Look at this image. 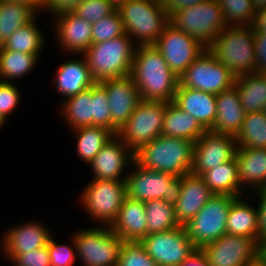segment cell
Instances as JSON below:
<instances>
[{
    "instance_id": "f5cc1de1",
    "label": "cell",
    "mask_w": 266,
    "mask_h": 266,
    "mask_svg": "<svg viewBox=\"0 0 266 266\" xmlns=\"http://www.w3.org/2000/svg\"><path fill=\"white\" fill-rule=\"evenodd\" d=\"M12 2L24 3L31 6L38 14L42 12L43 0H7Z\"/></svg>"
},
{
    "instance_id": "74e56055",
    "label": "cell",
    "mask_w": 266,
    "mask_h": 266,
    "mask_svg": "<svg viewBox=\"0 0 266 266\" xmlns=\"http://www.w3.org/2000/svg\"><path fill=\"white\" fill-rule=\"evenodd\" d=\"M227 26L252 25L255 8L251 0H217Z\"/></svg>"
},
{
    "instance_id": "4316f807",
    "label": "cell",
    "mask_w": 266,
    "mask_h": 266,
    "mask_svg": "<svg viewBox=\"0 0 266 266\" xmlns=\"http://www.w3.org/2000/svg\"><path fill=\"white\" fill-rule=\"evenodd\" d=\"M217 115L213 126L209 129L214 133L236 136L240 131L245 117L237 89L232 88L216 94Z\"/></svg>"
},
{
    "instance_id": "4fadbf2b",
    "label": "cell",
    "mask_w": 266,
    "mask_h": 266,
    "mask_svg": "<svg viewBox=\"0 0 266 266\" xmlns=\"http://www.w3.org/2000/svg\"><path fill=\"white\" fill-rule=\"evenodd\" d=\"M234 74L206 48L180 77V84L195 90L219 94L234 86Z\"/></svg>"
},
{
    "instance_id": "e575fe53",
    "label": "cell",
    "mask_w": 266,
    "mask_h": 266,
    "mask_svg": "<svg viewBox=\"0 0 266 266\" xmlns=\"http://www.w3.org/2000/svg\"><path fill=\"white\" fill-rule=\"evenodd\" d=\"M38 13L24 3L0 0V46L20 27L31 22Z\"/></svg>"
},
{
    "instance_id": "681fc988",
    "label": "cell",
    "mask_w": 266,
    "mask_h": 266,
    "mask_svg": "<svg viewBox=\"0 0 266 266\" xmlns=\"http://www.w3.org/2000/svg\"><path fill=\"white\" fill-rule=\"evenodd\" d=\"M207 0H162L163 7L169 14V16L176 10H179L184 7H190L194 4Z\"/></svg>"
},
{
    "instance_id": "db71d44e",
    "label": "cell",
    "mask_w": 266,
    "mask_h": 266,
    "mask_svg": "<svg viewBox=\"0 0 266 266\" xmlns=\"http://www.w3.org/2000/svg\"><path fill=\"white\" fill-rule=\"evenodd\" d=\"M132 0H108L115 11H119L125 4Z\"/></svg>"
},
{
    "instance_id": "b9f144b4",
    "label": "cell",
    "mask_w": 266,
    "mask_h": 266,
    "mask_svg": "<svg viewBox=\"0 0 266 266\" xmlns=\"http://www.w3.org/2000/svg\"><path fill=\"white\" fill-rule=\"evenodd\" d=\"M117 266H158L147 254L140 242L122 243Z\"/></svg>"
},
{
    "instance_id": "4dcf8cb0",
    "label": "cell",
    "mask_w": 266,
    "mask_h": 266,
    "mask_svg": "<svg viewBox=\"0 0 266 266\" xmlns=\"http://www.w3.org/2000/svg\"><path fill=\"white\" fill-rule=\"evenodd\" d=\"M69 134L73 135L71 138L73 137V139H75L76 158L86 166L115 135L108 128L94 125L76 128L71 130Z\"/></svg>"
},
{
    "instance_id": "f907efd6",
    "label": "cell",
    "mask_w": 266,
    "mask_h": 266,
    "mask_svg": "<svg viewBox=\"0 0 266 266\" xmlns=\"http://www.w3.org/2000/svg\"><path fill=\"white\" fill-rule=\"evenodd\" d=\"M179 266H210L205 256L197 249L188 258H186Z\"/></svg>"
},
{
    "instance_id": "ba28073f",
    "label": "cell",
    "mask_w": 266,
    "mask_h": 266,
    "mask_svg": "<svg viewBox=\"0 0 266 266\" xmlns=\"http://www.w3.org/2000/svg\"><path fill=\"white\" fill-rule=\"evenodd\" d=\"M169 22L205 48L227 27L217 0H207L176 10L169 16Z\"/></svg>"
},
{
    "instance_id": "3957f363",
    "label": "cell",
    "mask_w": 266,
    "mask_h": 266,
    "mask_svg": "<svg viewBox=\"0 0 266 266\" xmlns=\"http://www.w3.org/2000/svg\"><path fill=\"white\" fill-rule=\"evenodd\" d=\"M235 77L256 72L252 25L227 26L207 48Z\"/></svg>"
},
{
    "instance_id": "d4e9b609",
    "label": "cell",
    "mask_w": 266,
    "mask_h": 266,
    "mask_svg": "<svg viewBox=\"0 0 266 266\" xmlns=\"http://www.w3.org/2000/svg\"><path fill=\"white\" fill-rule=\"evenodd\" d=\"M209 130L217 115L216 95L183 87L180 83L172 101Z\"/></svg>"
},
{
    "instance_id": "603a6c76",
    "label": "cell",
    "mask_w": 266,
    "mask_h": 266,
    "mask_svg": "<svg viewBox=\"0 0 266 266\" xmlns=\"http://www.w3.org/2000/svg\"><path fill=\"white\" fill-rule=\"evenodd\" d=\"M238 180L246 194L266 188V148L236 147Z\"/></svg>"
},
{
    "instance_id": "9c48e42d",
    "label": "cell",
    "mask_w": 266,
    "mask_h": 266,
    "mask_svg": "<svg viewBox=\"0 0 266 266\" xmlns=\"http://www.w3.org/2000/svg\"><path fill=\"white\" fill-rule=\"evenodd\" d=\"M181 177L140 167L135 162L126 177V193L130 199L146 202L163 200L172 206L178 201Z\"/></svg>"
},
{
    "instance_id": "c3c4849f",
    "label": "cell",
    "mask_w": 266,
    "mask_h": 266,
    "mask_svg": "<svg viewBox=\"0 0 266 266\" xmlns=\"http://www.w3.org/2000/svg\"><path fill=\"white\" fill-rule=\"evenodd\" d=\"M256 72L266 73V33L254 31Z\"/></svg>"
},
{
    "instance_id": "7402d4cb",
    "label": "cell",
    "mask_w": 266,
    "mask_h": 266,
    "mask_svg": "<svg viewBox=\"0 0 266 266\" xmlns=\"http://www.w3.org/2000/svg\"><path fill=\"white\" fill-rule=\"evenodd\" d=\"M213 195L201 176L192 173L181 176L180 195L174 205L179 225H186Z\"/></svg>"
},
{
    "instance_id": "d590c367",
    "label": "cell",
    "mask_w": 266,
    "mask_h": 266,
    "mask_svg": "<svg viewBox=\"0 0 266 266\" xmlns=\"http://www.w3.org/2000/svg\"><path fill=\"white\" fill-rule=\"evenodd\" d=\"M235 139L237 147L266 148V113H246Z\"/></svg>"
},
{
    "instance_id": "7a4b0ae2",
    "label": "cell",
    "mask_w": 266,
    "mask_h": 266,
    "mask_svg": "<svg viewBox=\"0 0 266 266\" xmlns=\"http://www.w3.org/2000/svg\"><path fill=\"white\" fill-rule=\"evenodd\" d=\"M194 144L188 139L160 135L134 152V162L145 169L181 177L191 173Z\"/></svg>"
},
{
    "instance_id": "816d5d0a",
    "label": "cell",
    "mask_w": 266,
    "mask_h": 266,
    "mask_svg": "<svg viewBox=\"0 0 266 266\" xmlns=\"http://www.w3.org/2000/svg\"><path fill=\"white\" fill-rule=\"evenodd\" d=\"M252 27L255 32L266 33V10L255 12Z\"/></svg>"
},
{
    "instance_id": "1f68e13d",
    "label": "cell",
    "mask_w": 266,
    "mask_h": 266,
    "mask_svg": "<svg viewBox=\"0 0 266 266\" xmlns=\"http://www.w3.org/2000/svg\"><path fill=\"white\" fill-rule=\"evenodd\" d=\"M41 56L42 54L6 50L0 46V81L20 83L18 79H26L31 72L36 71L37 65L40 66Z\"/></svg>"
},
{
    "instance_id": "484cf974",
    "label": "cell",
    "mask_w": 266,
    "mask_h": 266,
    "mask_svg": "<svg viewBox=\"0 0 266 266\" xmlns=\"http://www.w3.org/2000/svg\"><path fill=\"white\" fill-rule=\"evenodd\" d=\"M251 200V194H246L232 201L227 215L226 234L254 238L260 244L257 204L252 205L255 201Z\"/></svg>"
},
{
    "instance_id": "5b68a950",
    "label": "cell",
    "mask_w": 266,
    "mask_h": 266,
    "mask_svg": "<svg viewBox=\"0 0 266 266\" xmlns=\"http://www.w3.org/2000/svg\"><path fill=\"white\" fill-rule=\"evenodd\" d=\"M119 13L125 33L137 45H154L170 23L162 0H132Z\"/></svg>"
},
{
    "instance_id": "8fae6325",
    "label": "cell",
    "mask_w": 266,
    "mask_h": 266,
    "mask_svg": "<svg viewBox=\"0 0 266 266\" xmlns=\"http://www.w3.org/2000/svg\"><path fill=\"white\" fill-rule=\"evenodd\" d=\"M210 266H256L262 246L254 239L224 234L200 248Z\"/></svg>"
},
{
    "instance_id": "9f6ffc18",
    "label": "cell",
    "mask_w": 266,
    "mask_h": 266,
    "mask_svg": "<svg viewBox=\"0 0 266 266\" xmlns=\"http://www.w3.org/2000/svg\"><path fill=\"white\" fill-rule=\"evenodd\" d=\"M8 123L9 122L3 117V115L0 114V132L5 130L4 127H7Z\"/></svg>"
},
{
    "instance_id": "30bf717a",
    "label": "cell",
    "mask_w": 266,
    "mask_h": 266,
    "mask_svg": "<svg viewBox=\"0 0 266 266\" xmlns=\"http://www.w3.org/2000/svg\"><path fill=\"white\" fill-rule=\"evenodd\" d=\"M166 102L141 100L118 132L133 152L162 135Z\"/></svg>"
},
{
    "instance_id": "8992f818",
    "label": "cell",
    "mask_w": 266,
    "mask_h": 266,
    "mask_svg": "<svg viewBox=\"0 0 266 266\" xmlns=\"http://www.w3.org/2000/svg\"><path fill=\"white\" fill-rule=\"evenodd\" d=\"M77 200L79 210L91 221L89 225L110 226L116 219L126 193V181L87 180ZM94 222V223H93ZM93 223V224H92Z\"/></svg>"
},
{
    "instance_id": "ee69618b",
    "label": "cell",
    "mask_w": 266,
    "mask_h": 266,
    "mask_svg": "<svg viewBox=\"0 0 266 266\" xmlns=\"http://www.w3.org/2000/svg\"><path fill=\"white\" fill-rule=\"evenodd\" d=\"M73 12L93 24L115 12L108 0H84Z\"/></svg>"
},
{
    "instance_id": "7c38bea8",
    "label": "cell",
    "mask_w": 266,
    "mask_h": 266,
    "mask_svg": "<svg viewBox=\"0 0 266 266\" xmlns=\"http://www.w3.org/2000/svg\"><path fill=\"white\" fill-rule=\"evenodd\" d=\"M236 197L213 195L184 228L194 246L200 249L226 234L227 215Z\"/></svg>"
},
{
    "instance_id": "60d3db41",
    "label": "cell",
    "mask_w": 266,
    "mask_h": 266,
    "mask_svg": "<svg viewBox=\"0 0 266 266\" xmlns=\"http://www.w3.org/2000/svg\"><path fill=\"white\" fill-rule=\"evenodd\" d=\"M125 33L119 11L92 24V44L108 41Z\"/></svg>"
},
{
    "instance_id": "d6a6232c",
    "label": "cell",
    "mask_w": 266,
    "mask_h": 266,
    "mask_svg": "<svg viewBox=\"0 0 266 266\" xmlns=\"http://www.w3.org/2000/svg\"><path fill=\"white\" fill-rule=\"evenodd\" d=\"M237 89L245 113L264 111L266 106V73H249L236 77Z\"/></svg>"
},
{
    "instance_id": "2e32d148",
    "label": "cell",
    "mask_w": 266,
    "mask_h": 266,
    "mask_svg": "<svg viewBox=\"0 0 266 266\" xmlns=\"http://www.w3.org/2000/svg\"><path fill=\"white\" fill-rule=\"evenodd\" d=\"M140 243L158 266H179L197 250L184 226L148 234Z\"/></svg>"
},
{
    "instance_id": "cb8c5ba5",
    "label": "cell",
    "mask_w": 266,
    "mask_h": 266,
    "mask_svg": "<svg viewBox=\"0 0 266 266\" xmlns=\"http://www.w3.org/2000/svg\"><path fill=\"white\" fill-rule=\"evenodd\" d=\"M109 227L123 241L140 242L147 235L144 202L126 196L116 219Z\"/></svg>"
},
{
    "instance_id": "5bb4252c",
    "label": "cell",
    "mask_w": 266,
    "mask_h": 266,
    "mask_svg": "<svg viewBox=\"0 0 266 266\" xmlns=\"http://www.w3.org/2000/svg\"><path fill=\"white\" fill-rule=\"evenodd\" d=\"M31 219V220H30ZM23 222L4 227L0 233V260L10 263L18 254L30 252L48 245L54 229L39 218H30ZM53 230V231H51Z\"/></svg>"
},
{
    "instance_id": "7bdbcfd3",
    "label": "cell",
    "mask_w": 266,
    "mask_h": 266,
    "mask_svg": "<svg viewBox=\"0 0 266 266\" xmlns=\"http://www.w3.org/2000/svg\"><path fill=\"white\" fill-rule=\"evenodd\" d=\"M22 90L18 84L0 81V114L10 121L11 116L16 115L19 106L21 107Z\"/></svg>"
},
{
    "instance_id": "ab89813d",
    "label": "cell",
    "mask_w": 266,
    "mask_h": 266,
    "mask_svg": "<svg viewBox=\"0 0 266 266\" xmlns=\"http://www.w3.org/2000/svg\"><path fill=\"white\" fill-rule=\"evenodd\" d=\"M92 101L93 125L108 128L114 134H118L119 131L111 124V111L107 92L99 82L92 86Z\"/></svg>"
},
{
    "instance_id": "bcb514c9",
    "label": "cell",
    "mask_w": 266,
    "mask_h": 266,
    "mask_svg": "<svg viewBox=\"0 0 266 266\" xmlns=\"http://www.w3.org/2000/svg\"><path fill=\"white\" fill-rule=\"evenodd\" d=\"M251 196L257 201L260 245L263 247L266 244V188L252 192Z\"/></svg>"
},
{
    "instance_id": "11a10c76",
    "label": "cell",
    "mask_w": 266,
    "mask_h": 266,
    "mask_svg": "<svg viewBox=\"0 0 266 266\" xmlns=\"http://www.w3.org/2000/svg\"><path fill=\"white\" fill-rule=\"evenodd\" d=\"M255 8V12L266 10V0H251Z\"/></svg>"
},
{
    "instance_id": "8d00e7d4",
    "label": "cell",
    "mask_w": 266,
    "mask_h": 266,
    "mask_svg": "<svg viewBox=\"0 0 266 266\" xmlns=\"http://www.w3.org/2000/svg\"><path fill=\"white\" fill-rule=\"evenodd\" d=\"M147 218V235L165 232L180 227L175 217L174 206L163 200L144 202Z\"/></svg>"
},
{
    "instance_id": "9a60e30c",
    "label": "cell",
    "mask_w": 266,
    "mask_h": 266,
    "mask_svg": "<svg viewBox=\"0 0 266 266\" xmlns=\"http://www.w3.org/2000/svg\"><path fill=\"white\" fill-rule=\"evenodd\" d=\"M50 19L51 28L48 33L54 38L60 56L82 55L91 46L92 24L84 18L78 17L73 11H65Z\"/></svg>"
},
{
    "instance_id": "f546056e",
    "label": "cell",
    "mask_w": 266,
    "mask_h": 266,
    "mask_svg": "<svg viewBox=\"0 0 266 266\" xmlns=\"http://www.w3.org/2000/svg\"><path fill=\"white\" fill-rule=\"evenodd\" d=\"M207 130L196 118L173 102H166L163 118V136H173L196 142Z\"/></svg>"
},
{
    "instance_id": "e0dca14e",
    "label": "cell",
    "mask_w": 266,
    "mask_h": 266,
    "mask_svg": "<svg viewBox=\"0 0 266 266\" xmlns=\"http://www.w3.org/2000/svg\"><path fill=\"white\" fill-rule=\"evenodd\" d=\"M154 46L169 68L180 78L188 66L206 49L196 39L168 24Z\"/></svg>"
},
{
    "instance_id": "52a82bcc",
    "label": "cell",
    "mask_w": 266,
    "mask_h": 266,
    "mask_svg": "<svg viewBox=\"0 0 266 266\" xmlns=\"http://www.w3.org/2000/svg\"><path fill=\"white\" fill-rule=\"evenodd\" d=\"M72 232L79 266H117L124 242L107 225H84Z\"/></svg>"
},
{
    "instance_id": "f1b7e54d",
    "label": "cell",
    "mask_w": 266,
    "mask_h": 266,
    "mask_svg": "<svg viewBox=\"0 0 266 266\" xmlns=\"http://www.w3.org/2000/svg\"><path fill=\"white\" fill-rule=\"evenodd\" d=\"M57 116L67 127V131L84 126H93V101L92 87L71 96L64 101H59Z\"/></svg>"
},
{
    "instance_id": "7dc6e473",
    "label": "cell",
    "mask_w": 266,
    "mask_h": 266,
    "mask_svg": "<svg viewBox=\"0 0 266 266\" xmlns=\"http://www.w3.org/2000/svg\"><path fill=\"white\" fill-rule=\"evenodd\" d=\"M83 1L84 0H43L41 14H43V16L47 14V16L50 15L51 17L61 12L73 11Z\"/></svg>"
},
{
    "instance_id": "ac0fdd59",
    "label": "cell",
    "mask_w": 266,
    "mask_h": 266,
    "mask_svg": "<svg viewBox=\"0 0 266 266\" xmlns=\"http://www.w3.org/2000/svg\"><path fill=\"white\" fill-rule=\"evenodd\" d=\"M134 152L115 134L88 164L90 180L126 181Z\"/></svg>"
},
{
    "instance_id": "6f0895ef",
    "label": "cell",
    "mask_w": 266,
    "mask_h": 266,
    "mask_svg": "<svg viewBox=\"0 0 266 266\" xmlns=\"http://www.w3.org/2000/svg\"><path fill=\"white\" fill-rule=\"evenodd\" d=\"M259 265L266 266V256L263 253H262Z\"/></svg>"
},
{
    "instance_id": "f6af8a7d",
    "label": "cell",
    "mask_w": 266,
    "mask_h": 266,
    "mask_svg": "<svg viewBox=\"0 0 266 266\" xmlns=\"http://www.w3.org/2000/svg\"><path fill=\"white\" fill-rule=\"evenodd\" d=\"M10 264L12 266H50L48 245L18 254Z\"/></svg>"
},
{
    "instance_id": "ffe728a7",
    "label": "cell",
    "mask_w": 266,
    "mask_h": 266,
    "mask_svg": "<svg viewBox=\"0 0 266 266\" xmlns=\"http://www.w3.org/2000/svg\"><path fill=\"white\" fill-rule=\"evenodd\" d=\"M67 56V57H66ZM73 57V58H72ZM62 63L57 66L53 74L51 85L55 93L61 96V101L77 95L96 82L92 78L86 59L83 55L64 54ZM63 96V97H62Z\"/></svg>"
},
{
    "instance_id": "6da1fadb",
    "label": "cell",
    "mask_w": 266,
    "mask_h": 266,
    "mask_svg": "<svg viewBox=\"0 0 266 266\" xmlns=\"http://www.w3.org/2000/svg\"><path fill=\"white\" fill-rule=\"evenodd\" d=\"M131 76L144 101L172 102L180 83L154 45L136 47Z\"/></svg>"
},
{
    "instance_id": "f35d334b",
    "label": "cell",
    "mask_w": 266,
    "mask_h": 266,
    "mask_svg": "<svg viewBox=\"0 0 266 266\" xmlns=\"http://www.w3.org/2000/svg\"><path fill=\"white\" fill-rule=\"evenodd\" d=\"M54 235L57 236L53 234L48 242L50 266H76L78 263L77 251L72 234L69 235L67 243H59Z\"/></svg>"
},
{
    "instance_id": "836d02e7",
    "label": "cell",
    "mask_w": 266,
    "mask_h": 266,
    "mask_svg": "<svg viewBox=\"0 0 266 266\" xmlns=\"http://www.w3.org/2000/svg\"><path fill=\"white\" fill-rule=\"evenodd\" d=\"M204 182L215 195H229L239 197L246 195L238 180L237 162L235 156L201 175Z\"/></svg>"
},
{
    "instance_id": "277c9868",
    "label": "cell",
    "mask_w": 266,
    "mask_h": 266,
    "mask_svg": "<svg viewBox=\"0 0 266 266\" xmlns=\"http://www.w3.org/2000/svg\"><path fill=\"white\" fill-rule=\"evenodd\" d=\"M137 45L124 33L108 41L94 43L82 54L95 82L131 75Z\"/></svg>"
},
{
    "instance_id": "d6986e66",
    "label": "cell",
    "mask_w": 266,
    "mask_h": 266,
    "mask_svg": "<svg viewBox=\"0 0 266 266\" xmlns=\"http://www.w3.org/2000/svg\"><path fill=\"white\" fill-rule=\"evenodd\" d=\"M234 135L214 133L207 130L194 144L191 173L201 176L235 156Z\"/></svg>"
},
{
    "instance_id": "83f0119b",
    "label": "cell",
    "mask_w": 266,
    "mask_h": 266,
    "mask_svg": "<svg viewBox=\"0 0 266 266\" xmlns=\"http://www.w3.org/2000/svg\"><path fill=\"white\" fill-rule=\"evenodd\" d=\"M38 14L31 22L18 28L2 45L1 47L6 50L17 51L28 54H43L45 48L48 47L46 39L47 29L50 30V24L41 25ZM39 22V24H38ZM43 28H42V27ZM47 36V38H46ZM47 45V46H46Z\"/></svg>"
},
{
    "instance_id": "44dd1931",
    "label": "cell",
    "mask_w": 266,
    "mask_h": 266,
    "mask_svg": "<svg viewBox=\"0 0 266 266\" xmlns=\"http://www.w3.org/2000/svg\"><path fill=\"white\" fill-rule=\"evenodd\" d=\"M106 90L111 111V124L119 131L141 101L131 75L99 82Z\"/></svg>"
}]
</instances>
